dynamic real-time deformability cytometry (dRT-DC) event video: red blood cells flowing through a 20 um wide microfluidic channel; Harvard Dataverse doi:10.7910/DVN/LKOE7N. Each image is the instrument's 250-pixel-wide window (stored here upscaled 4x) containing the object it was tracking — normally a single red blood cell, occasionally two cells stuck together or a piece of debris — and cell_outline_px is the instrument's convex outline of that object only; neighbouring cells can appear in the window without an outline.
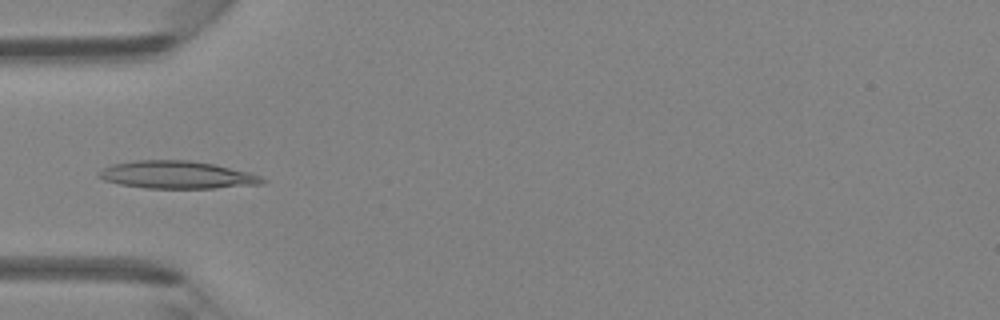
{"species": "Egyptian fruit bat (a non-hibernating species)", "species_latin": "Rousettus aegyptiacus", "temperature_condition": "room temperature", "stored_images_in_passage": 44, "camera_frame_rate_fps": 3000, "um_per_image_px": 0.085, "animal": {"sex": "female"}, "frame": {"image": 1, "passage_image": 14, "time_ms": 4.333, "image_size_px": [1000, 320], "cell_outline_px": [[268, 180], [264, 184], [216, 188], [144, 188], [120, 184], [104, 180], [96, 176], [96, 172], [112, 164], [132, 160], [188, 160], [212, 164], [248, 172], [260, 176]], "centroid_in_image_um": [15.02, 14.86], "position_along_channel_um": 70.0, "area_um2": 26.41}}
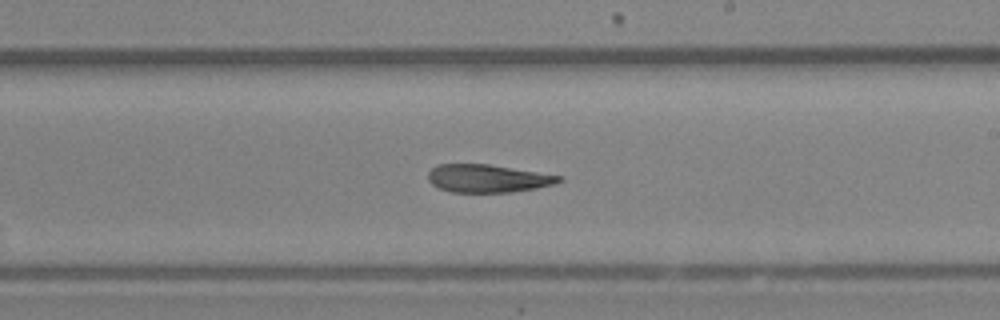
{"frame": {"image": 2, "passage_image": 26, "time_ms": 8.333, "image_size_px": [1000, 320], "cell_outline_px": [[564, 180], [556, 184], [536, 188], [512, 192], [452, 192], [440, 188], [432, 184], [428, 180], [428, 172], [432, 168], [440, 164], [488, 164], [564, 176]], "centroid_in_image_um": [41.5, 15.16], "position_along_channel_um": 247.5, "area_um2": 21.33}}
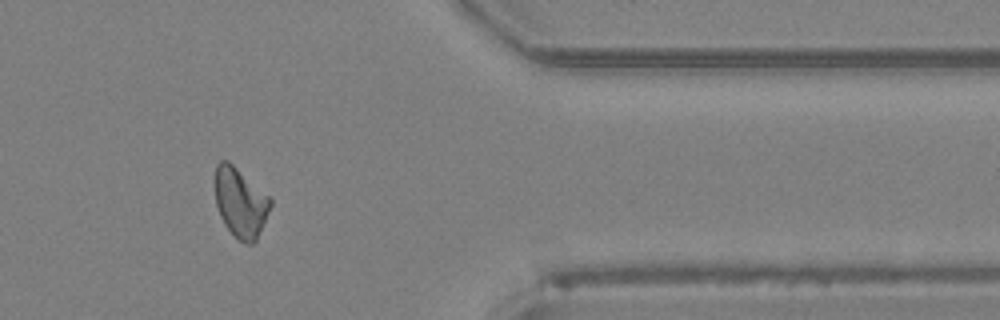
{"frame": {"image": 3, "passage_image": 37, "time_ms": 12.0, "image_size_px": [1000, 320], "cell_outline_px": [[272, 204], [256, 240], [252, 244], [244, 244], [224, 224], [220, 216], [216, 204], [216, 164], [220, 160], [228, 160], [268, 196], [272, 200]], "centroid_in_image_um": [20.43, 17.22], "position_along_channel_um": 391.0, "area_um2": 21.91}}